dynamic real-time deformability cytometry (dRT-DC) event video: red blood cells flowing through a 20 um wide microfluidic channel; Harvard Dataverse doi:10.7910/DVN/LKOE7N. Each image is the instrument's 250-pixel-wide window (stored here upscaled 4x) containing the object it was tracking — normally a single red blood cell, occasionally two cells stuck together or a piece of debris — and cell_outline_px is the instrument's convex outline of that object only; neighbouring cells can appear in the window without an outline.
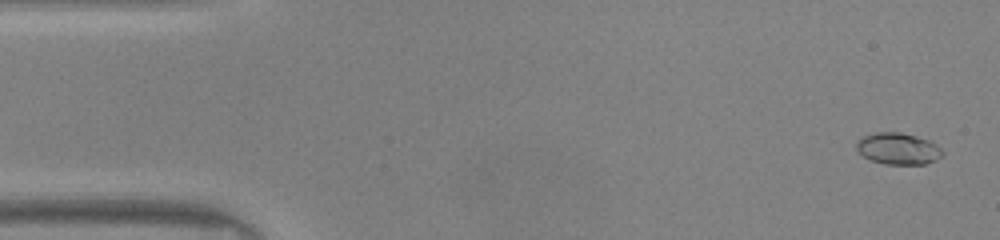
{"species": "common noctule bat (a hibernating species)", "species_latin": "Nyctalus noctula", "temperature_condition": "warm", "stored_images_in_passage": 48, "camera_frame_rate_fps": 3000, "um_per_image_px": 0.085, "animal": {"sex": "male", "body_mass_g": 20.0, "forearm_length_mm": 53.3}, "frame": {"image": 1, "passage_image": 2, "time_ms": 0.333, "image_size_px": [1000, 240], "cell_outline_px": [[944, 156], [936, 160], [924, 164], [884, 164], [872, 160], [864, 156], [856, 148], [856, 140], [860, 136], [876, 132], [900, 132], [916, 136], [928, 140], [936, 144], [944, 152]], "centroid_in_image_um": [76.33, 12.63], "position_along_channel_um": 8.7, "area_um2": 15.95}}
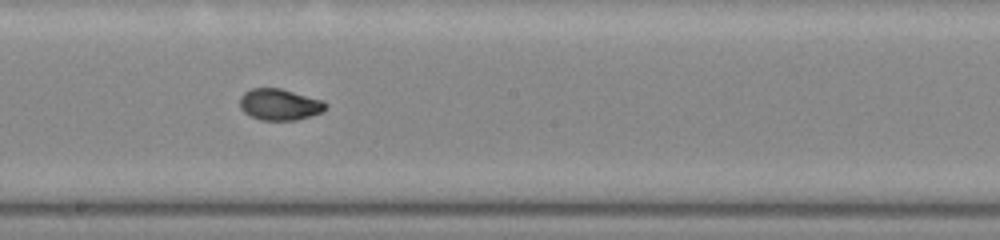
{"frame": {"image": 2, "passage_image": 26, "time_ms": 8.333, "image_size_px": [1000, 240], "cell_outline_px": [[328, 108], [324, 112], [296, 120], [260, 120], [244, 112], [240, 108], [240, 96], [244, 92], [252, 88], [280, 88], [324, 100], [328, 104]], "centroid_in_image_um": [23.81, 8.88], "position_along_channel_um": 224.4, "area_um2": 15.9}}
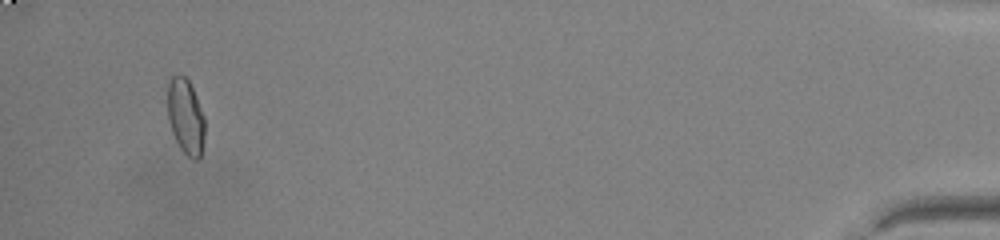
{"frame": {"image": 3, "passage_image": 46, "time_ms": 15.0, "image_size_px": [1000, 240], "cell_outline_px": [[204, 136], [200, 156], [196, 160], [188, 156], [180, 148], [172, 132], [168, 120], [168, 84], [172, 76], [184, 76], [188, 80], [196, 96], [204, 116]], "centroid_in_image_um": [15.77, 9.91], "position_along_channel_um": 419.4, "area_um2": 16.07}, "authors_computed_cell_mechanics": {"area_um2": 15.6927, "velocity_mm_per_s": 4.1875, "shape_relaxation_time_tau1_ms": 4.6231, "shape_relaxation_time_tau2_ms": 1.0628, "deformation_change_tau1": 0.1873, "deformation_change_tau2": 0.0444}}